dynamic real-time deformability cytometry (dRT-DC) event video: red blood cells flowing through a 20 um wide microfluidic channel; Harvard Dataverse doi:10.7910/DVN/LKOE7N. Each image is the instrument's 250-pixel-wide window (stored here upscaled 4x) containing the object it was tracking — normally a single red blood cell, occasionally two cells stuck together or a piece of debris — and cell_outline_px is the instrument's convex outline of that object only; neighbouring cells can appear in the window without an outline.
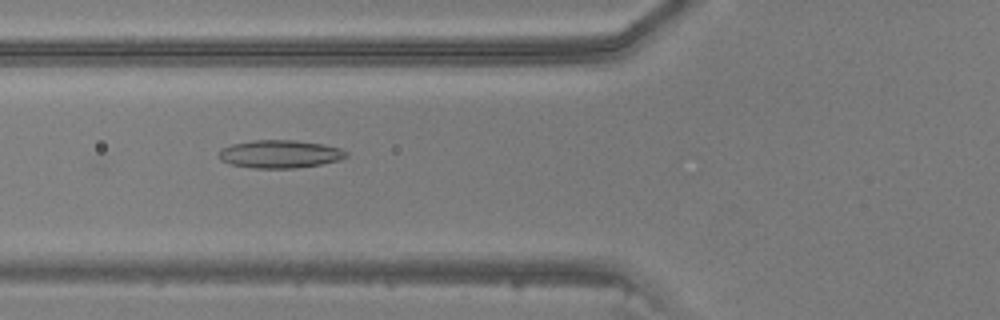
{"species": "common noctule bat (a hibernating species)", "species_latin": "Nyctalus noctula", "temperature_condition": "warm", "stored_images_in_passage": 33, "camera_frame_rate_fps": 3000, "um_per_image_px": 0.085, "animal": {"sex": "male", "body_mass_g": 20.5, "forearm_length_mm": 52.5}, "frame": {"image": 1, "passage_image": 4, "time_ms": 1.0, "image_size_px": [1000, 320], "cell_outline_px": [[348, 156], [340, 160], [320, 164], [296, 168], [252, 168], [232, 164], [220, 160], [220, 148], [232, 144], [252, 140], [296, 140], [320, 144], [340, 148], [348, 152]], "centroid_in_image_um": [23.8, 13.09], "position_along_channel_um": 102.0, "area_um2": 20.69}}
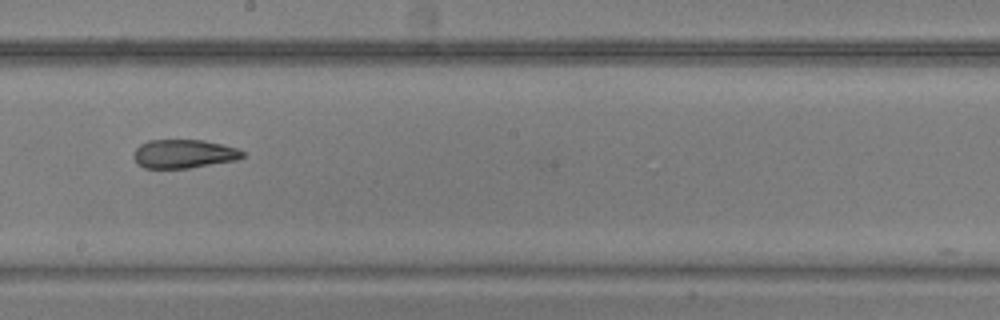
{"frame": {"image": 2, "passage_image": 13, "time_ms": 4.0, "image_size_px": [1000, 320], "cell_outline_px": [[244, 156], [236, 160], [188, 168], [144, 168], [136, 164], [132, 156], [136, 148], [140, 144], [148, 140], [204, 140], [224, 144], [236, 148], [244, 152]], "centroid_in_image_um": [15.59, 13.07], "position_along_channel_um": 232.6, "area_um2": 18.32}}
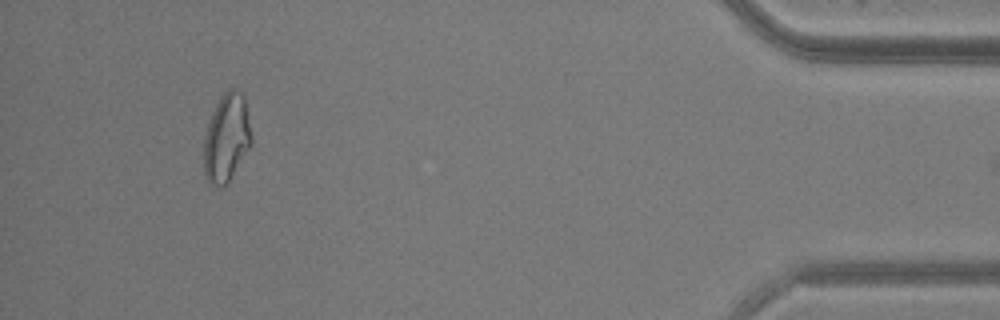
{"frame": {"image": 3, "passage_image": 30, "time_ms": 9.667, "image_size_px": [1000, 320], "cell_outline_px": [[252, 144], [228, 180], [220, 188], [208, 184], [204, 176], [204, 136], [212, 112], [216, 104], [224, 92], [228, 88], [236, 88], [244, 92], [252, 140]], "centroid_in_image_um": [19.25, 11.69], "position_along_channel_um": 416.0, "area_um2": 24.51}}